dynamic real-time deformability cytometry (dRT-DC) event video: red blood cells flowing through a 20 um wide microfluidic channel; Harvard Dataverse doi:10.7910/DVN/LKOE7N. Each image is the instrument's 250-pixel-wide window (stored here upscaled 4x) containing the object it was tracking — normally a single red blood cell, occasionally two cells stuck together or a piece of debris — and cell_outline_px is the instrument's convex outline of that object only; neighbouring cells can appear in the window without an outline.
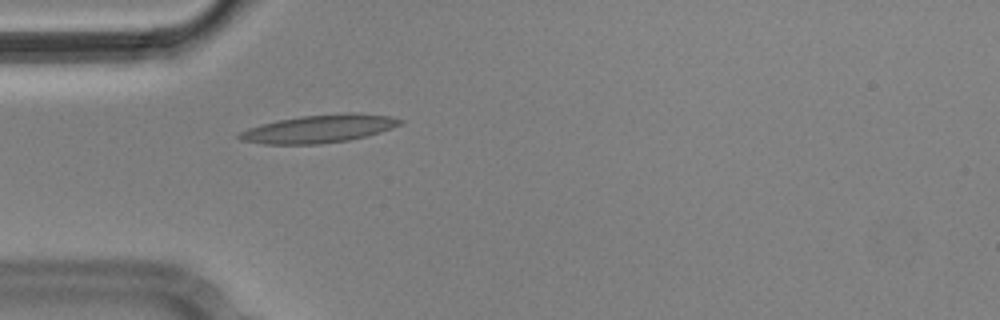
{"species": "Egyptian fruit bat (a non-hibernating species)", "species_latin": "Rousettus aegyptiacus", "temperature_condition": "cold", "stored_images_in_passage": 2, "camera_frame_rate_fps": 3000, "um_per_image_px": 0.085, "animal": {"sex": "male"}, "frame": {"image": 1, "passage_image": 2, "time_ms": 0.333, "image_size_px": [1000, 320], "cell_outline_px": [[404, 120], [400, 124], [392, 128], [380, 132], [348, 140], [320, 144], [264, 144], [240, 140], [236, 136], [240, 132], [248, 128], [260, 124], [300, 116], [348, 112], [360, 112], [388, 116]], "centroid_in_image_um": [27.11, 10.94], "position_along_channel_um": 57.9, "area_um2": 26.18}}